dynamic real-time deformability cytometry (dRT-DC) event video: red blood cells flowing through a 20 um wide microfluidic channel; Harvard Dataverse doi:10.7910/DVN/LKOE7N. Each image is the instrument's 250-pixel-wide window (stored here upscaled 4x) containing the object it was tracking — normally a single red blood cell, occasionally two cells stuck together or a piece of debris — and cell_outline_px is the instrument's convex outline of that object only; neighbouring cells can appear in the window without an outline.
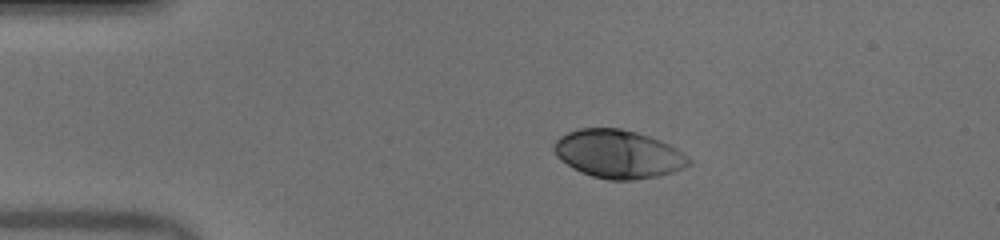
{"species": "human", "species_latin": "Homo sapiens", "temperature_condition": "warm", "stored_images_in_passage": 42, "camera_frame_rate_fps": 3000, "um_per_image_px": 0.085, "donor": {"sex": "male"}, "frame": {"image": 1, "passage_image": 1, "time_ms": 0.0, "image_size_px": [1000, 240], "cell_outline_px": [[692, 164], [672, 172], [656, 176], [632, 180], [608, 180], [592, 176], [580, 172], [560, 160], [556, 156], [552, 148], [556, 140], [560, 136], [568, 132], [580, 128], [620, 128], [636, 132], [660, 140], [676, 148], [688, 156], [692, 160]], "centroid_in_image_um": [52.54, 13.09], "position_along_channel_um": 32.5, "area_um2": 37.92}}
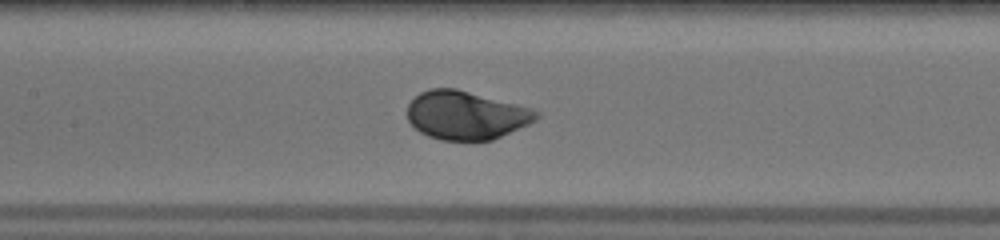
{"frame": {"image": 2, "passage_image": 15, "time_ms": 4.667, "image_size_px": [1000, 240], "cell_outline_px": [[540, 116], [536, 120], [528, 124], [492, 140], [440, 140], [428, 136], [420, 132], [408, 120], [408, 104], [420, 92], [428, 88], [456, 88], [532, 108], [540, 112]], "centroid_in_image_um": [39.61, 9.79], "position_along_channel_um": 167.8, "area_um2": 36.36}}
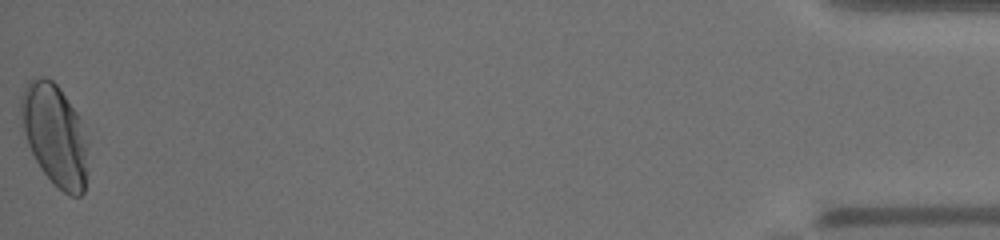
{"frame": {"image": 3, "passage_image": 42, "time_ms": 13.667, "image_size_px": [1000, 240], "cell_outline_px": [[88, 144], [84, 192], [80, 196], [72, 196], [64, 192], [40, 168], [28, 144], [20, 116], [20, 96], [28, 80], [40, 76], [44, 76], [52, 80], [60, 88], [76, 112], [80, 120], [88, 140]], "centroid_in_image_um": [4.66, 11.42], "position_along_channel_um": 430.5, "area_um2": 39.42}, "authors_computed_cell_mechanics": {"area_um2": 36.2695, "velocity_mm_per_s": 3.9907, "shape_relaxation_time_tau1_ms": 2.0303, "shape_relaxation_time_tau2_ms": null, "deformation_change_tau1": 0.1589, "deformation_change_tau2": null}}